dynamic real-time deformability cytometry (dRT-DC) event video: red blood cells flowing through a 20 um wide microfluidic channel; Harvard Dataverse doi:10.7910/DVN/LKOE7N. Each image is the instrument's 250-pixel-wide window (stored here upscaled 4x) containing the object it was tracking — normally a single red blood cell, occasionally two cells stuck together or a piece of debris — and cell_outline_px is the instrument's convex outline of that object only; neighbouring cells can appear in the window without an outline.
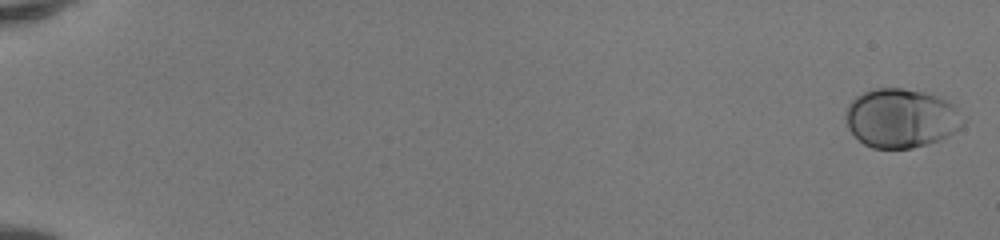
{"species": "human", "species_latin": "Homo sapiens", "temperature_condition": "room temperature", "stored_images_in_passage": 52, "camera_frame_rate_fps": 3000, "um_per_image_px": 0.085, "donor": {"sex": "female"}, "frame": {"image": 1, "passage_image": 1, "time_ms": 0.0, "image_size_px": [1000, 240], "cell_outline_px": [[964, 124], [960, 128], [948, 136], [912, 148], [872, 148], [864, 144], [848, 128], [844, 116], [848, 104], [856, 96], [872, 88], [904, 88], [924, 92], [936, 96], [952, 104], [956, 108], [964, 120]], "centroid_in_image_um": [76.56, 10.03], "position_along_channel_um": 8.4, "area_um2": 40.17}}
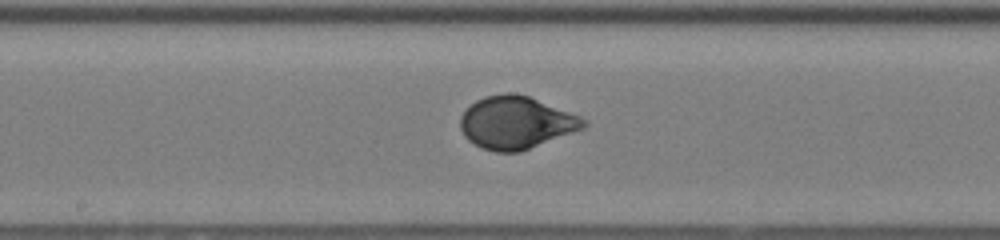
{"frame": {"image": 2, "passage_image": 30, "time_ms": 9.667, "image_size_px": [1000, 240], "cell_outline_px": [[588, 124], [584, 128], [520, 152], [496, 152], [484, 148], [468, 140], [464, 136], [460, 128], [460, 116], [476, 100], [484, 96], [504, 92], [512, 92], [528, 96], [580, 116], [588, 120]], "centroid_in_image_um": [43.86, 10.41], "position_along_channel_um": 204.3, "area_um2": 37.63}}
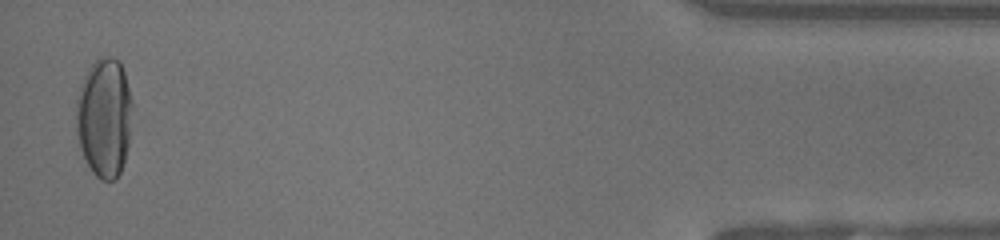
{"frame": {"image": 3, "passage_image": 51, "time_ms": 16.667, "image_size_px": [1000, 240], "cell_outline_px": [[132, 104], [128, 144], [124, 160], [120, 172], [116, 180], [100, 180], [92, 172], [80, 148], [76, 132], [76, 96], [80, 84], [84, 76], [92, 64], [100, 56], [112, 56], [120, 60], [124, 72], [132, 100]], "centroid_in_image_um": [8.85, 9.96], "position_along_channel_um": 426.4, "area_um2": 39.25}, "authors_computed_cell_mechanics": {"area_um2": 37.4833, "velocity_mm_per_s": 4.1319, "shape_relaxation_time_tau1_ms": 3.2367, "shape_relaxation_time_tau2_ms": null, "deformation_change_tau1": 0.1846, "deformation_change_tau2": null}}